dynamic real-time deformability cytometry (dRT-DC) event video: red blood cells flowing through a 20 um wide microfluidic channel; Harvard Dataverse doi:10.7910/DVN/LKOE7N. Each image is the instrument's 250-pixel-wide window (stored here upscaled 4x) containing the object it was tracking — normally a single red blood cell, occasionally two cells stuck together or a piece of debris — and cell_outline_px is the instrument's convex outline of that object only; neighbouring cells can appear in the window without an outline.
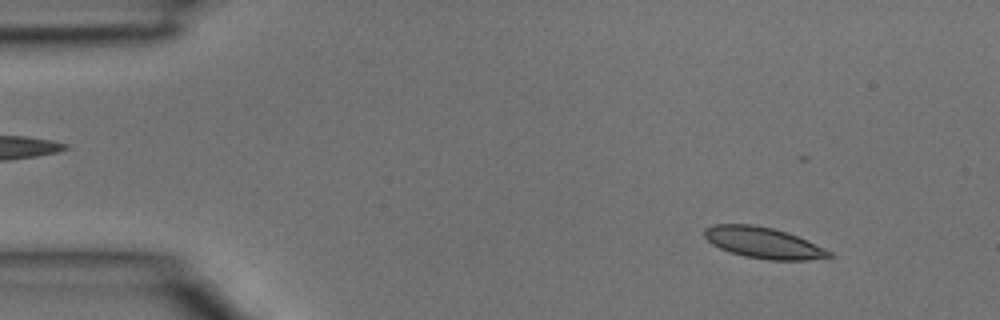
{"species": "common noctule bat (a hibernating species)", "species_latin": "Nyctalus noctula", "temperature_condition": "room temperature", "stored_images_in_passage": 4, "camera_frame_rate_fps": 3000, "um_per_image_px": 0.085, "animal": {"sex": "male", "body_mass_g": 15.6}, "frame": {"image": 1, "passage_image": 2, "time_ms": 0.333, "image_size_px": [1000, 320], "cell_outline_px": [[832, 256], [804, 260], [768, 260], [744, 256], [720, 248], [712, 244], [704, 236], [704, 228], [712, 224], [752, 224], [772, 228], [796, 236], [824, 248], [832, 252]], "centroid_in_image_um": [64.83, 20.63], "position_along_channel_um": 20.2, "area_um2": 22.25}}
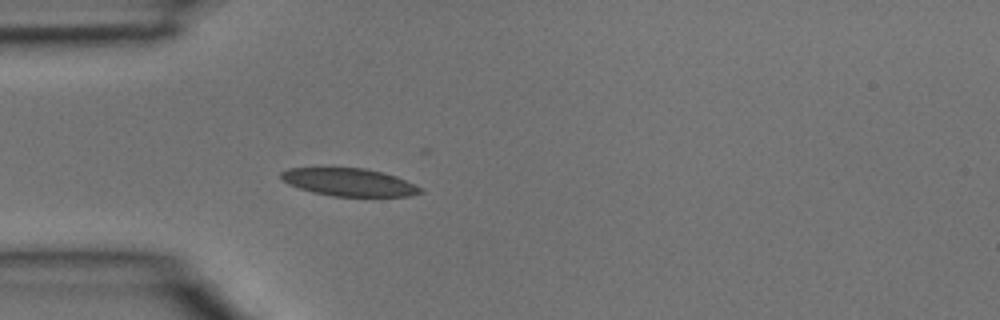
{"frame": {"image": 2, "passage_image": 4, "time_ms": 1.0, "image_size_px": [1000, 320], "cell_outline_px": [[424, 192], [408, 196], [332, 196], [312, 192], [288, 184], [280, 176], [280, 172], [288, 168], [364, 168], [396, 176], [424, 188]], "centroid_in_image_um": [29.69, 15.49], "position_along_channel_um": 55.3, "area_um2": 22.43}}